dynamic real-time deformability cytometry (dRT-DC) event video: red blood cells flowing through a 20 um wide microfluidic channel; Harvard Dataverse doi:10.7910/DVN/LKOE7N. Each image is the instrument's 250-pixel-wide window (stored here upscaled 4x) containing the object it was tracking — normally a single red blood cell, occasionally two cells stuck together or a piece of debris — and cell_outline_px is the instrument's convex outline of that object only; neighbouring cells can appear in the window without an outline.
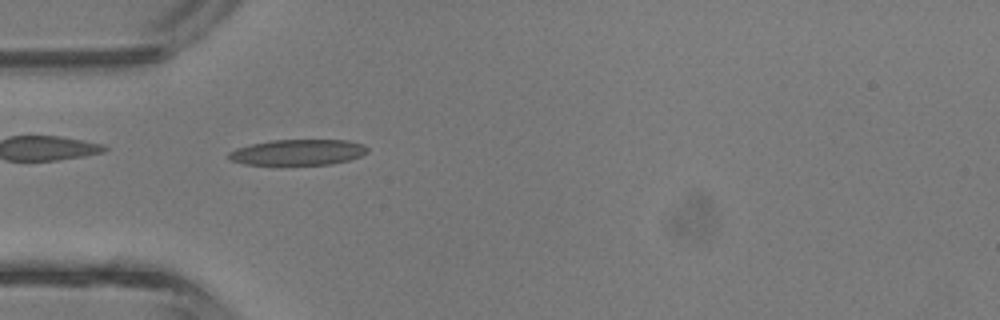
{"species": "common noctule bat (a hibernating species)", "species_latin": "Nyctalus noctula", "temperature_condition": "room temperature", "stored_images_in_passage": 40, "camera_frame_rate_fps": 3000, "um_per_image_px": 0.085, "animal": {"sex": "male", "body_mass_g": 13.3}, "frame": {"image": 1, "passage_image": 12, "time_ms": 3.667, "image_size_px": [1000, 320], "cell_outline_px": [[368, 152], [360, 156], [348, 160], [332, 164], [244, 164], [228, 160], [228, 152], [236, 148], [252, 144], [272, 140], [348, 140], [364, 144], [368, 148]], "centroid_in_image_um": [25.32, 12.94], "position_along_channel_um": 59.7, "area_um2": 20.75}}
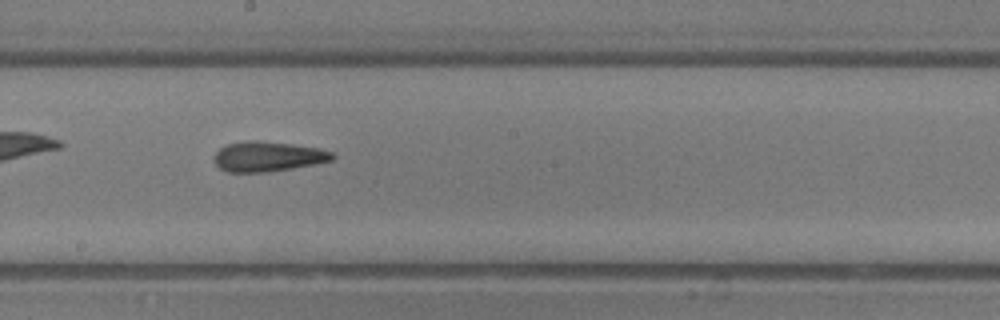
{"frame": {"image": 2, "passage_image": 22, "time_ms": 7.0, "image_size_px": [1000, 320], "cell_outline_px": [[336, 156], [332, 160], [316, 164], [268, 172], [228, 172], [220, 168], [216, 164], [216, 152], [220, 148], [228, 144], [248, 140], [256, 140], [320, 148], [332, 152]], "centroid_in_image_um": [22.8, 13.31], "position_along_channel_um": 225.4, "area_um2": 20.46}}
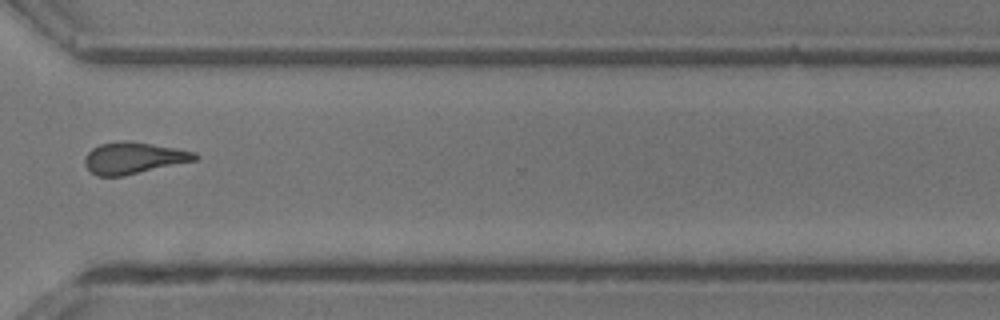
{"frame": {"image": 3, "passage_image": 30, "time_ms": 9.667, "image_size_px": [1000, 320], "cell_outline_px": [[200, 156], [196, 160], [120, 176], [96, 176], [84, 164], [84, 156], [92, 148], [100, 144], [124, 140], [152, 144], [176, 148], [196, 152]], "centroid_in_image_um": [11.34, 13.42], "position_along_channel_um": 359.3, "area_um2": 20.06}}